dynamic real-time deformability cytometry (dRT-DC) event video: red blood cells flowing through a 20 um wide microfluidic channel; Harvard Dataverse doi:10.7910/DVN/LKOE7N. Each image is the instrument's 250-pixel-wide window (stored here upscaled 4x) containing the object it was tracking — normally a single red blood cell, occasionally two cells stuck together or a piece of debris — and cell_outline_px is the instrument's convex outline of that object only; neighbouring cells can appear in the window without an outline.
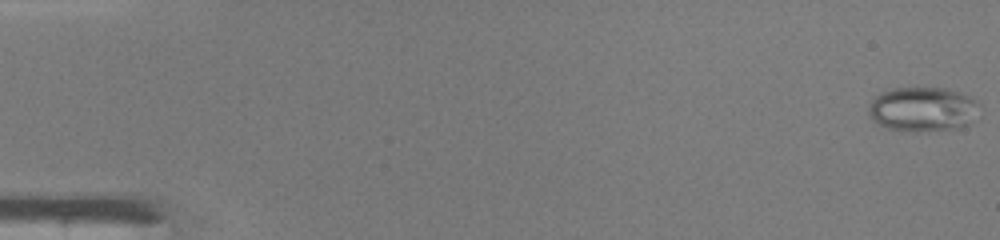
{"species": "common noctule bat (a hibernating species)", "species_latin": "Nyctalus noctula", "temperature_condition": "warm", "stored_images_in_passage": 10, "camera_frame_rate_fps": 3000, "um_per_image_px": 0.085, "animal": {"sex": "male", "body_mass_g": 19.0, "forearm_length_mm": 50.8}, "frame": {"image": 1, "passage_image": 1, "time_ms": 0.0, "image_size_px": [1000, 240], "cell_outline_px": [[980, 104], [968, 124], [960, 128], [916, 132], [888, 128], [876, 124], [872, 120], [868, 112], [868, 104], [876, 96], [892, 88], [944, 88], [960, 92], [976, 100]], "centroid_in_image_um": [78.39, 9.29], "position_along_channel_um": 6.6, "area_um2": 28.67}}